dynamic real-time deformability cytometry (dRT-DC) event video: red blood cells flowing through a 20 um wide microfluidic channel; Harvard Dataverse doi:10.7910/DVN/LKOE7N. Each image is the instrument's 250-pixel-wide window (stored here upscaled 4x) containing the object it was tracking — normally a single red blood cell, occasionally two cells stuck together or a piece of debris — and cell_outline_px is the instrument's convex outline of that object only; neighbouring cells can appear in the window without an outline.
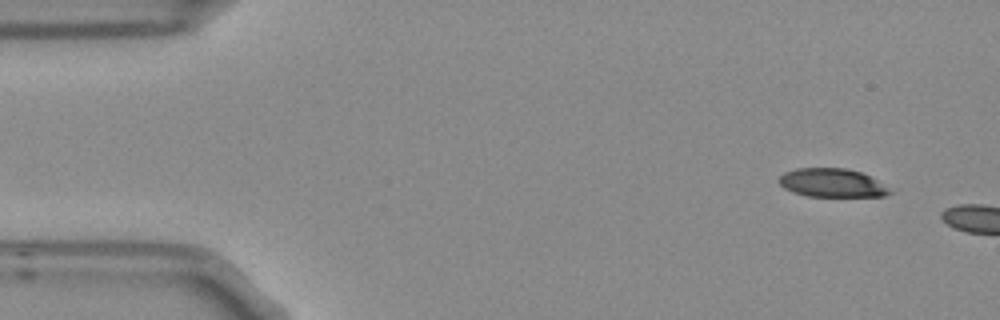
{"species": "Egyptian fruit bat (a non-hibernating species)", "species_latin": "Rousettus aegyptiacus", "temperature_condition": "room temperature", "stored_images_in_passage": 3, "camera_frame_rate_fps": 3000, "um_per_image_px": 0.085, "frame": {"image": 1, "passage_image": 1, "time_ms": 0.0, "image_size_px": [1000, 320], "cell_outline_px": [[892, 192], [884, 196], [808, 196], [792, 192], [784, 188], [776, 180], [784, 172], [796, 168], [844, 168], [860, 172], [876, 180]], "centroid_in_image_um": [70.64, 15.54], "position_along_channel_um": 14.4, "area_um2": 18.21}}